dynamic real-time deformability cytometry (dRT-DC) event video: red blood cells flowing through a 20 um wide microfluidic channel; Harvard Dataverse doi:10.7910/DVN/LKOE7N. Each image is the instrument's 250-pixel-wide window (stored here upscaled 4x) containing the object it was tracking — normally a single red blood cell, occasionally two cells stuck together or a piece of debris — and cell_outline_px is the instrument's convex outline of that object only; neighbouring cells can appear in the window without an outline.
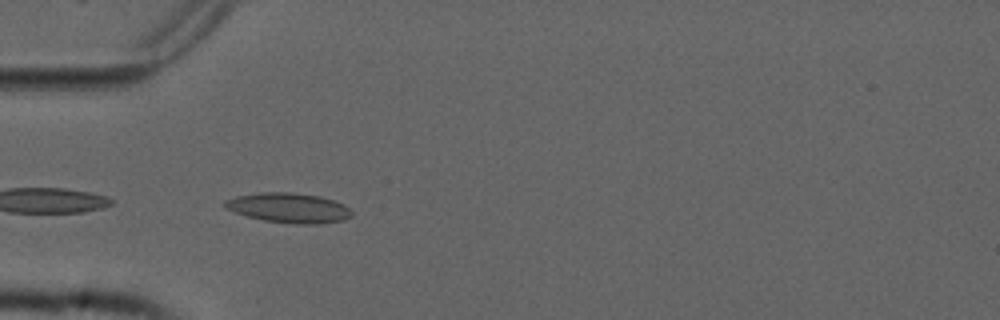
{"species": "common noctule bat (a hibernating species)", "species_latin": "Nyctalus noctula", "temperature_condition": "cold", "stored_images_in_passage": 32, "camera_frame_rate_fps": 3000, "um_per_image_px": 0.085, "animal": {"sex": "male", "forearm_length_mm": 52.5}, "frame": {"image": 1, "passage_image": 1, "time_ms": 0.0, "image_size_px": [1000, 320], "cell_outline_px": [[352, 216], [344, 220], [320, 224], [296, 224], [264, 220], [248, 216], [224, 208], [224, 200], [236, 196], [260, 192], [292, 192], [320, 196], [344, 204], [352, 212]], "centroid_in_image_um": [24.55, 17.66], "position_along_channel_um": 60.4, "area_um2": 22.08}}
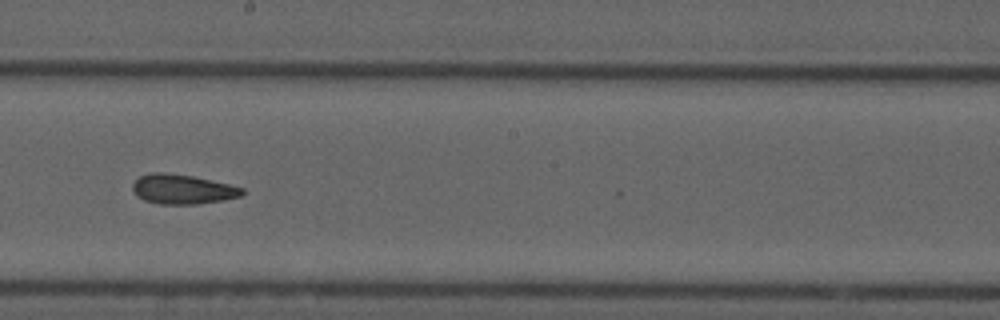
{"frame": {"image": 2, "passage_image": 15, "time_ms": 4.667, "image_size_px": [1000, 320], "cell_outline_px": [[244, 192], [240, 196], [224, 200], [196, 204], [160, 204], [144, 200], [136, 196], [132, 188], [132, 184], [140, 176], [152, 172], [164, 172], [192, 176], [228, 184], [244, 188]], "centroid_in_image_um": [15.49, 16.09], "position_along_channel_um": 232.7, "area_um2": 18.84}}
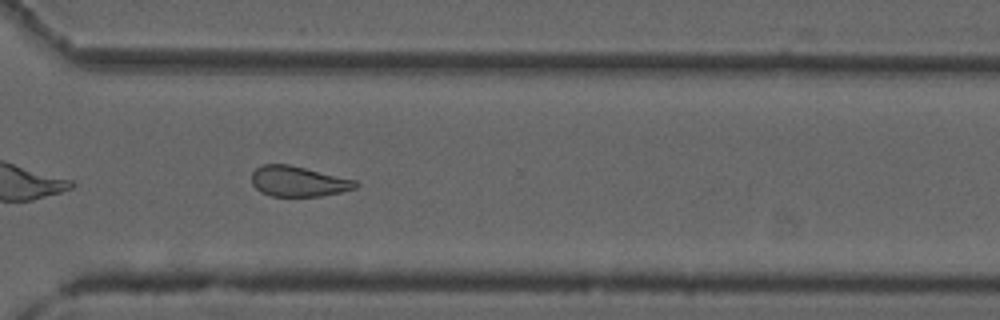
{"frame": {"image": 3, "passage_image": 24, "time_ms": 7.667, "image_size_px": [1000, 320], "cell_outline_px": [[360, 184], [356, 188], [340, 192], [320, 196], [272, 196], [260, 192], [252, 184], [252, 172], [256, 168], [264, 164], [288, 164], [356, 180]], "centroid_in_image_um": [25.35, 15.42], "position_along_channel_um": 345.2, "area_um2": 18.32}, "authors_computed_cell_mechanics": {"area_um2": 19.1896, "velocity_mm_per_s": 3.7689, "shape_relaxation_time_tau1_ms": 9.3425, "shape_relaxation_time_tau2_ms": 4.8172, "deformation_change_tau1": 0.176, "deformation_change_tau2": 0.1345}}